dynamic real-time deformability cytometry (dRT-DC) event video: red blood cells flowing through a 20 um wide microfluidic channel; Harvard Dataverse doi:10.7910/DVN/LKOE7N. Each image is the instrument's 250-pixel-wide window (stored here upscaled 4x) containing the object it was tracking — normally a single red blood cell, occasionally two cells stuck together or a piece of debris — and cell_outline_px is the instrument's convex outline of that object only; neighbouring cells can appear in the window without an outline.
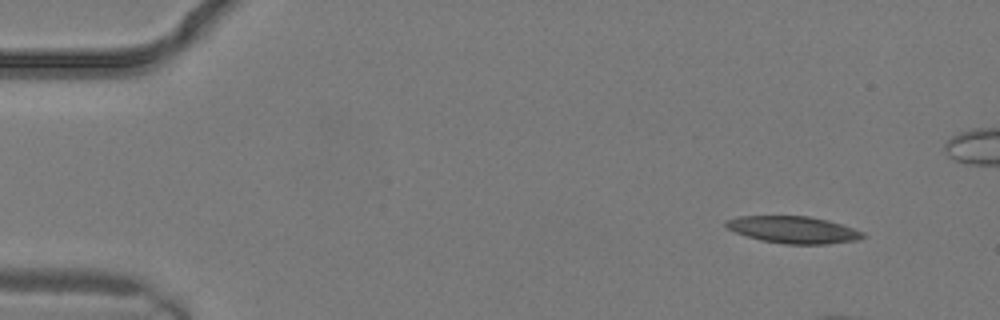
{"species": "common noctule bat (a hibernating species)", "species_latin": "Nyctalus noctula", "temperature_condition": "warm", "stored_images_in_passage": 4, "camera_frame_rate_fps": 3000, "um_per_image_px": 0.085, "animal": {"sex": "male", "body_mass_g": 19.2, "forearm_length_mm": 51.8}, "frame": {"image": 1, "passage_image": 1, "time_ms": 0.0, "image_size_px": [1000, 320], "cell_outline_px": [[868, 236], [860, 240], [824, 244], [784, 244], [760, 240], [736, 232], [728, 228], [724, 224], [724, 220], [736, 216], [808, 216], [828, 220], [864, 232]], "centroid_in_image_um": [67.44, 19.53], "position_along_channel_um": 17.6, "area_um2": 21.62}}